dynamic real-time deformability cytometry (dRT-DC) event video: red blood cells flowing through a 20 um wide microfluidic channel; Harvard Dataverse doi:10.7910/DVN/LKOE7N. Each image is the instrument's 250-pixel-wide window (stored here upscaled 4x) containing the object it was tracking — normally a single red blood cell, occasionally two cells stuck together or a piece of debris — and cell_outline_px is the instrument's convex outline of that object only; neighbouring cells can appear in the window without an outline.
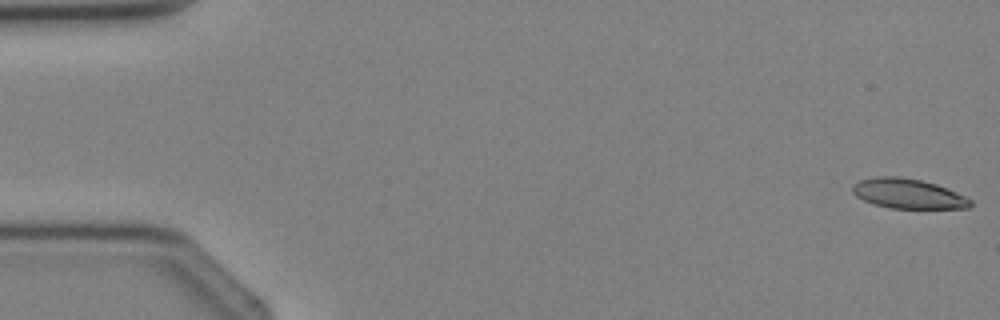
{"species": "Egyptian fruit bat (a non-hibernating species)", "species_latin": "Rousettus aegyptiacus", "temperature_condition": "cold", "stored_images_in_passage": 3, "segment_of_instrument_passage": [2, 2], "camera_frame_rate_fps": 3000, "um_per_image_px": 0.085, "animal": {"sex": "female"}, "frame": {"image": 1, "passage_image": 3, "time_ms": 2.333, "image_size_px": [1000, 320], "cell_outline_px": [[972, 204], [968, 208], [888, 208], [872, 204], [856, 196], [852, 192], [852, 184], [860, 180], [876, 176], [900, 176], [920, 180], [936, 184], [956, 192], [972, 200]], "centroid_in_image_um": [77.15, 16.46], "position_along_channel_um": 7.9, "area_um2": 20.52}}